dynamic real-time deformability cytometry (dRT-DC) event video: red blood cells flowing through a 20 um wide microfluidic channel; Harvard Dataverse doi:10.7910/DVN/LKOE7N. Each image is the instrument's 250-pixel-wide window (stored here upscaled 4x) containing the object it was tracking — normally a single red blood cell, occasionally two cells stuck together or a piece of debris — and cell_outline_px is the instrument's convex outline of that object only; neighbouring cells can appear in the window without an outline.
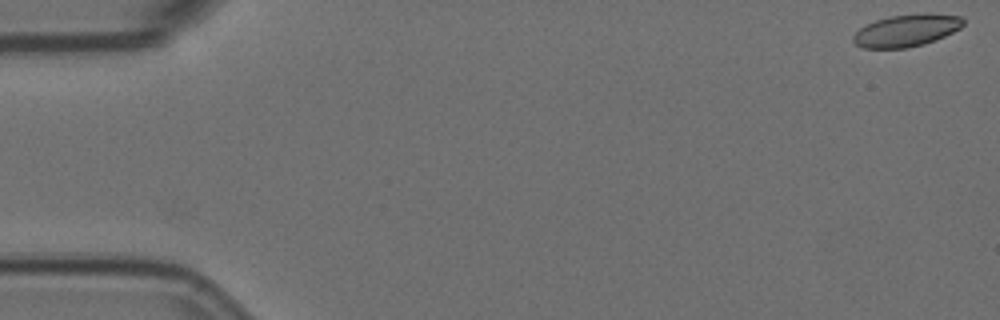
{"species": "Egyptian fruit bat (a non-hibernating species)", "species_latin": "Rousettus aegyptiacus", "temperature_condition": "room temperature", "stored_images_in_passage": 5, "camera_frame_rate_fps": 3000, "um_per_image_px": 0.085, "animal": {"sex": "female"}, "frame": {"image": 1, "passage_image": 1, "time_ms": 0.0, "image_size_px": [1000, 320], "cell_outline_px": [[964, 24], [960, 28], [936, 40], [924, 44], [908, 48], [864, 48], [856, 44], [852, 40], [852, 36], [860, 28], [876, 20], [892, 16], [924, 12], [928, 12], [960, 16], [964, 20]], "centroid_in_image_um": [77.07, 2.58], "position_along_channel_um": 7.9, "area_um2": 20.69}}
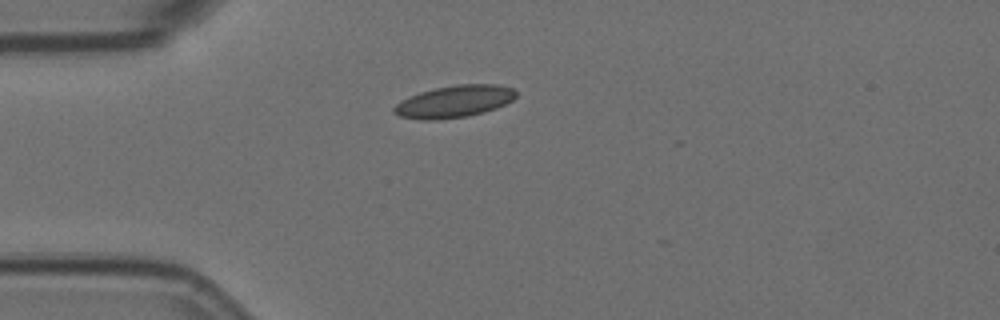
{"frame": {"image": 2, "passage_image": 5, "time_ms": 1.333, "image_size_px": [1000, 320], "cell_outline_px": [[516, 96], [512, 100], [496, 108], [484, 112], [468, 116], [432, 120], [420, 120], [400, 116], [392, 112], [392, 108], [400, 100], [408, 96], [420, 92], [436, 88], [456, 84], [500, 84], [512, 88], [516, 92]], "centroid_in_image_um": [38.59, 8.62], "position_along_channel_um": 46.4, "area_um2": 22.89}}